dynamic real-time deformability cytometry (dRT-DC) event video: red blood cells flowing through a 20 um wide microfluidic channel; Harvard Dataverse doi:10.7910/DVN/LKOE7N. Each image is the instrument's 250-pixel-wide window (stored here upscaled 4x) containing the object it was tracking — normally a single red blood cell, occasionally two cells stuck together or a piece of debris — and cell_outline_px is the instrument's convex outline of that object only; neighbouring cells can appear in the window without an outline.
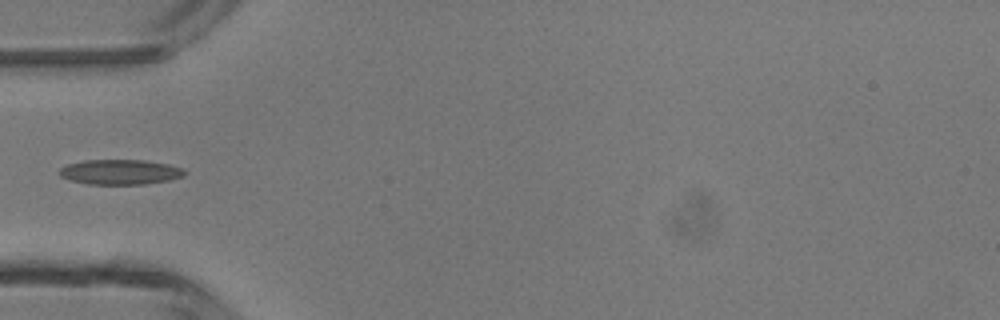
{"species": "common noctule bat (a hibernating species)", "species_latin": "Nyctalus noctula", "temperature_condition": "room temperature", "stored_images_in_passage": 3, "camera_frame_rate_fps": 3000, "um_per_image_px": 0.085, "animal": {"sex": "male", "body_mass_g": 13.3}, "frame": {"image": 1, "passage_image": 3, "time_ms": 2.333, "image_size_px": [1000, 320], "cell_outline_px": [[188, 172], [184, 176], [168, 180], [144, 184], [88, 184], [68, 180], [60, 176], [56, 172], [60, 168], [68, 164], [84, 160], [144, 160], [168, 164], [184, 168]], "centroid_in_image_um": [10.2, 14.62], "position_along_channel_um": 74.8, "area_um2": 18.44}}